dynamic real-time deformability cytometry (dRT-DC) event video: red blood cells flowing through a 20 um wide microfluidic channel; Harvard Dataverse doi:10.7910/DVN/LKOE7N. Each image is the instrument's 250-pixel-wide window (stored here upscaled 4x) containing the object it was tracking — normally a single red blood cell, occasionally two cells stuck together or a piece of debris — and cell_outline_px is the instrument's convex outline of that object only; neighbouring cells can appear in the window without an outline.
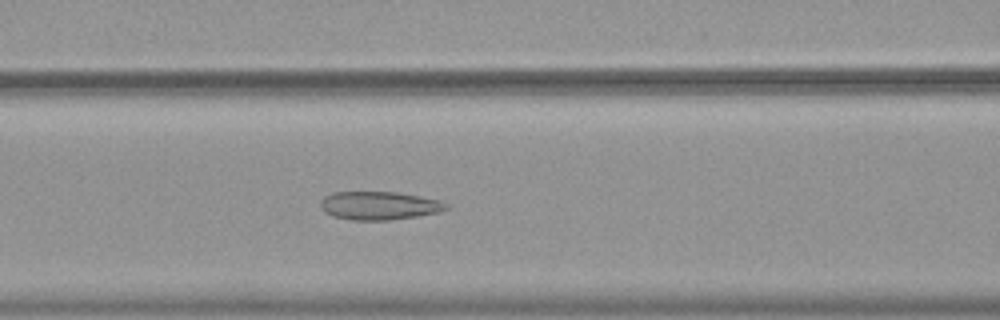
{"species": "common noctule bat (a hibernating species)", "species_latin": "Nyctalus noctula", "temperature_condition": "warm", "stored_images_in_passage": 55, "camera_frame_rate_fps": 3000, "um_per_image_px": 0.085, "animal": {"sex": "female", "body_mass_g": 19.9}, "frame": {"image": 1, "passage_image": 24, "time_ms": 7.667, "image_size_px": [1000, 320], "cell_outline_px": [[448, 208], [440, 212], [416, 216], [388, 220], [352, 220], [332, 216], [324, 212], [320, 208], [320, 200], [324, 196], [332, 192], [400, 192], [440, 200], [448, 204]], "centroid_in_image_um": [32.2, 17.47], "position_along_channel_um": 134.4, "area_um2": 20.92}}
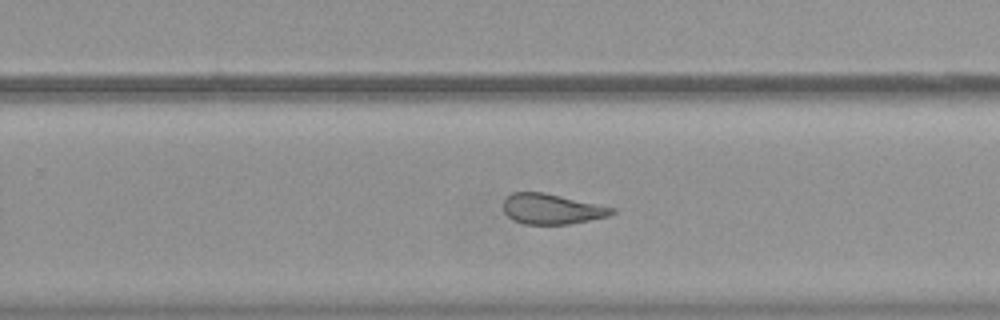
{"frame": {"image": 2, "passage_image": 36, "time_ms": 11.667, "image_size_px": [1000, 320], "cell_outline_px": [[616, 212], [608, 216], [572, 224], [524, 224], [512, 220], [504, 212], [504, 200], [512, 192], [544, 192], [616, 208]], "centroid_in_image_um": [46.91, 17.77], "position_along_channel_um": 282.9, "area_um2": 19.25}}
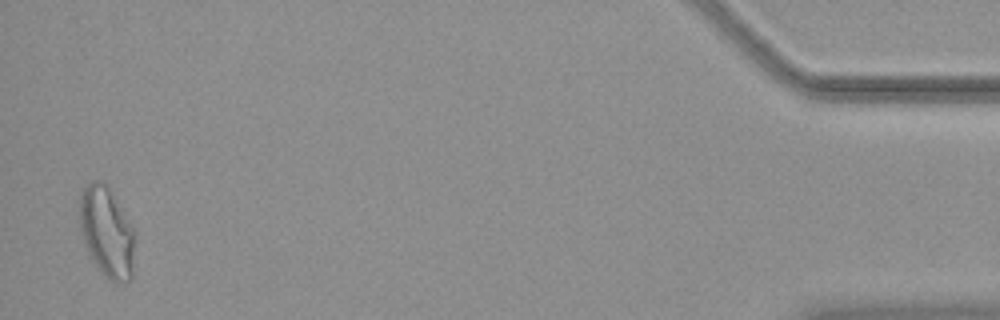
{"frame": {"image": 3, "passage_image": 54, "time_ms": 17.667, "image_size_px": [1000, 320], "cell_outline_px": [[136, 240], [132, 276], [128, 280], [120, 284], [108, 280], [104, 276], [88, 256], [84, 244], [80, 228], [80, 192], [92, 180], [100, 180], [108, 188], [136, 228]], "centroid_in_image_um": [9.11, 19.77], "position_along_channel_um": 426.1, "area_um2": 29.82}, "authors_computed_cell_mechanics": {"area_um2": 25.2586, "velocity_mm_per_s": 3.7262, "shape_relaxation_time_tau1_ms": null, "shape_relaxation_time_tau2_ms": 2.0736, "deformation_change_tau1": null, "deformation_change_tau2": 0.0987}}